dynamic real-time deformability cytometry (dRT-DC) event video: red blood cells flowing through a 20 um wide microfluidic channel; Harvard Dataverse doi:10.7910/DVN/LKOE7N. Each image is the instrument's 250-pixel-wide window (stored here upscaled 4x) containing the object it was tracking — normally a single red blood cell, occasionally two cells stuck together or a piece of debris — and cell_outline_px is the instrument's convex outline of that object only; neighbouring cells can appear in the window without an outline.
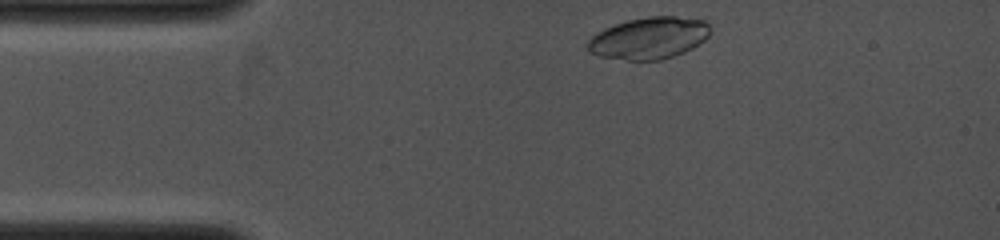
{"species": "common noctule bat (a hibernating species)", "species_latin": "Nyctalus noctula", "temperature_condition": "cold", "stored_images_in_passage": 11, "camera_frame_rate_fps": 4000, "um_per_image_px": 0.085, "animal": {"sex": "female", "body_mass_g": 19.0, "forearm_length_mm": 53.3}, "frame": {"image": 1, "passage_image": 1, "time_ms": 0.0, "image_size_px": [1000, 240], "cell_outline_px": [[712, 28], [708, 36], [704, 40], [692, 48], [684, 52], [660, 60], [628, 60], [600, 56], [588, 52], [588, 40], [596, 32], [604, 28], [628, 20], [648, 16], [676, 16], [704, 20]], "centroid_in_image_um": [55.17, 3.23], "position_along_channel_um": 29.8, "area_um2": 29.88}}